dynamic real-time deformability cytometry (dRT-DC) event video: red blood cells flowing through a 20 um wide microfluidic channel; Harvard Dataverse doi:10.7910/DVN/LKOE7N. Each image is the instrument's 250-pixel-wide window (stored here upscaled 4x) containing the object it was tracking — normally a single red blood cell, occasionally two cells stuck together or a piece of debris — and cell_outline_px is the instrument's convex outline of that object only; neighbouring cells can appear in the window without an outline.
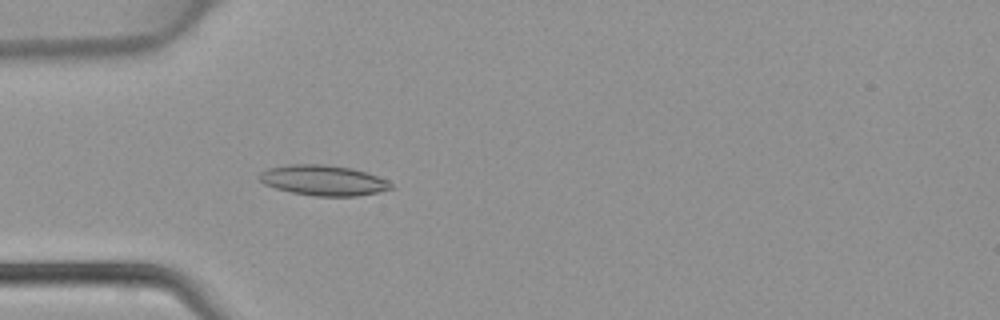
{"species": "common noctule bat (a hibernating species)", "species_latin": "Nyctalus noctula", "temperature_condition": "warm", "stored_images_in_passage": 4, "camera_frame_rate_fps": 3000, "um_per_image_px": 0.085, "animal": {"sex": "female", "body_mass_g": 22.7, "forearm_length_mm": 54.2}, "frame": {"image": 1, "passage_image": 4, "time_ms": 1.0, "image_size_px": [1000, 320], "cell_outline_px": [[392, 188], [376, 192], [356, 196], [316, 196], [292, 192], [276, 188], [264, 184], [256, 176], [260, 172], [268, 168], [292, 164], [324, 164], [352, 168], [368, 172], [388, 180], [392, 184]], "centroid_in_image_um": [27.47, 15.32], "position_along_channel_um": 57.5, "area_um2": 23.29}}